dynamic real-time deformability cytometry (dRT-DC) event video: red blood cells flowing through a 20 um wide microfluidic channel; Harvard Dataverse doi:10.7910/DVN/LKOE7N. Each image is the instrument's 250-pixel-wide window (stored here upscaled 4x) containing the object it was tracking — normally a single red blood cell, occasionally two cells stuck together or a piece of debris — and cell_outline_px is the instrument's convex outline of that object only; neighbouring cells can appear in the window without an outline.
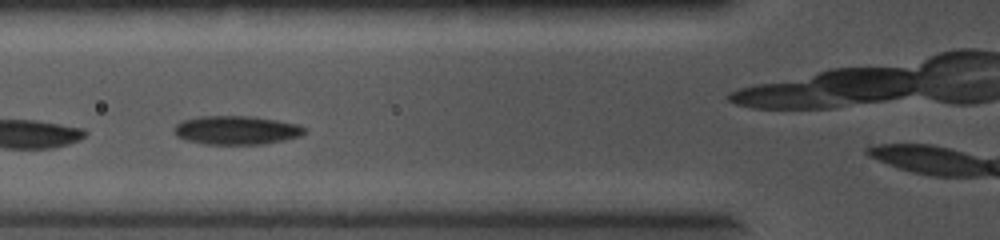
{"species": "common noctule bat (a hibernating species)", "species_latin": "Nyctalus noctula", "temperature_condition": "cold", "stored_images_in_passage": 10, "camera_frame_rate_fps": 5000, "um_per_image_px": 0.085, "animal": {"sex": "female", "body_mass_g": 19.0, "forearm_length_mm": 56.7}, "frame": {"image": 1, "passage_image": 4, "time_ms": 0.6, "image_size_px": [1000, 240], "cell_outline_px": [[308, 132], [300, 136], [284, 140], [260, 144], [204, 144], [188, 140], [176, 136], [172, 128], [180, 120], [200, 116], [252, 116], [276, 120], [296, 124], [304, 128]], "centroid_in_image_um": [20.05, 11.06], "position_along_channel_um": 105.7, "area_um2": 21.85}}